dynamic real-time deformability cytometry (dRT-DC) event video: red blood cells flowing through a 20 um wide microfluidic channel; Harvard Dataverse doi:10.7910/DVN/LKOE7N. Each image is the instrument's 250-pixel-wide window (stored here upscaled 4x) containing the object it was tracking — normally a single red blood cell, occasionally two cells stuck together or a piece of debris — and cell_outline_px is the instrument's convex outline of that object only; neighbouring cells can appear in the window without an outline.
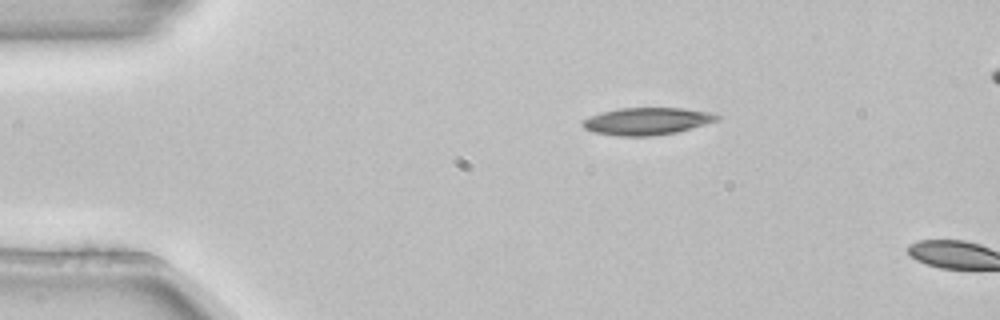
{"species": "common noctule bat (a hibernating species)", "species_latin": "Nyctalus noctula", "temperature_condition": "room temperature", "stored_images_in_passage": 2, "camera_frame_rate_fps": 3000, "um_per_image_px": 0.085, "animal": {"sex": "female", "body_mass_g": 22.7, "forearm_length_mm": 54.2}, "frame": {"image": 1, "passage_image": 1, "time_ms": 0.0, "image_size_px": [1000, 320], "cell_outline_px": [[724, 116], [720, 120], [692, 128], [676, 132], [652, 136], [620, 136], [592, 132], [584, 128], [580, 124], [584, 120], [600, 112], [620, 108], [680, 108], [712, 112]], "centroid_in_image_um": [55.04, 10.3], "position_along_channel_um": 30.0, "area_um2": 21.5}}